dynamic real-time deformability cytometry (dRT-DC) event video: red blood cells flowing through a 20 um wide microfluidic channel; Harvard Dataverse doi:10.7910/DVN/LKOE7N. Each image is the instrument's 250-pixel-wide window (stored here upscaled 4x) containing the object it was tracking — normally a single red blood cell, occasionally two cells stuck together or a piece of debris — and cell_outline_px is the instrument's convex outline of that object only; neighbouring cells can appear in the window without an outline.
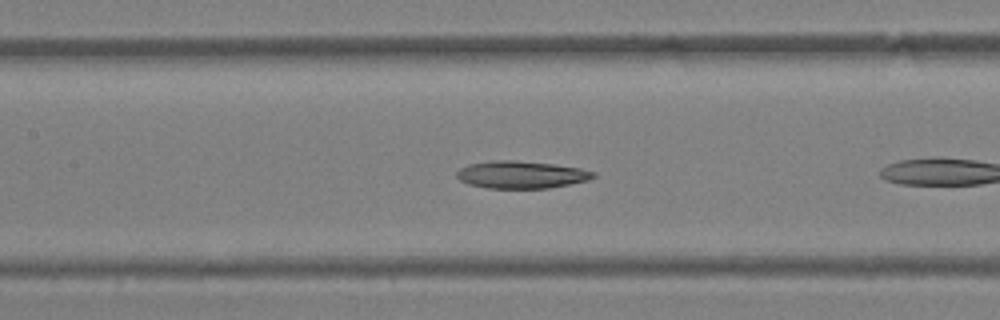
{"species": "Egyptian fruit bat (a non-hibernating species)", "species_latin": "Rousettus aegyptiacus", "temperature_condition": "warm", "stored_images_in_passage": 16, "camera_frame_rate_fps": 3000, "um_per_image_px": 0.085, "animal": {"sex": "female"}, "frame": {"image": 1, "passage_image": 7, "time_ms": 2.0, "image_size_px": [1000, 320], "cell_outline_px": [[596, 176], [588, 180], [548, 188], [488, 188], [468, 184], [460, 180], [456, 176], [456, 172], [460, 168], [468, 164], [492, 160], [516, 160], [552, 164], [580, 168], [596, 172]], "centroid_in_image_um": [44.28, 14.84], "position_along_channel_um": 163.1, "area_um2": 21.79}}